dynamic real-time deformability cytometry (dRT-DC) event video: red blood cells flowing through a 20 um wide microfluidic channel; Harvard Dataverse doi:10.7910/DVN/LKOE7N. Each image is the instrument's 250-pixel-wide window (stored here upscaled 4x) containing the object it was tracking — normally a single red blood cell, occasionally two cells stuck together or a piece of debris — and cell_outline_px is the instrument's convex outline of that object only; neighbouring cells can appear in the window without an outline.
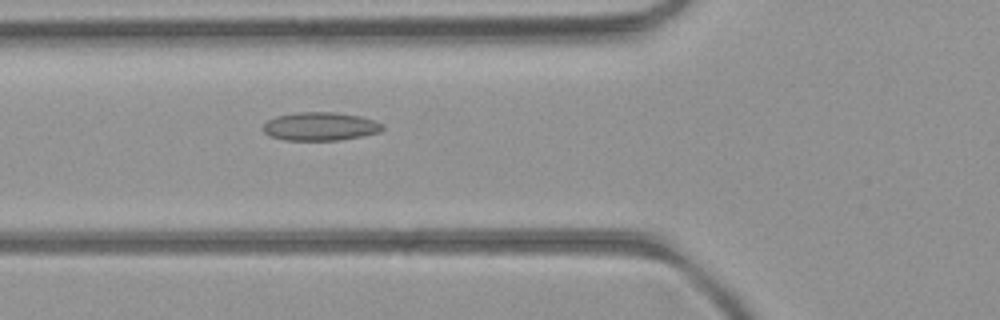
{"species": "common noctule bat (a hibernating species)", "species_latin": "Nyctalus noctula", "temperature_condition": "room temperature", "stored_images_in_passage": 31, "camera_frame_rate_fps": 3000, "um_per_image_px": 0.085, "animal": {"sex": "female", "body_mass_g": 21.9}, "frame": {"image": 1, "passage_image": 3, "time_ms": 0.667, "image_size_px": [1000, 320], "cell_outline_px": [[384, 128], [380, 132], [340, 140], [284, 140], [268, 136], [264, 132], [264, 124], [268, 120], [276, 116], [300, 112], [332, 112], [360, 116], [384, 124]], "centroid_in_image_um": [27.21, 10.75], "position_along_channel_um": 98.6, "area_um2": 19.65}}
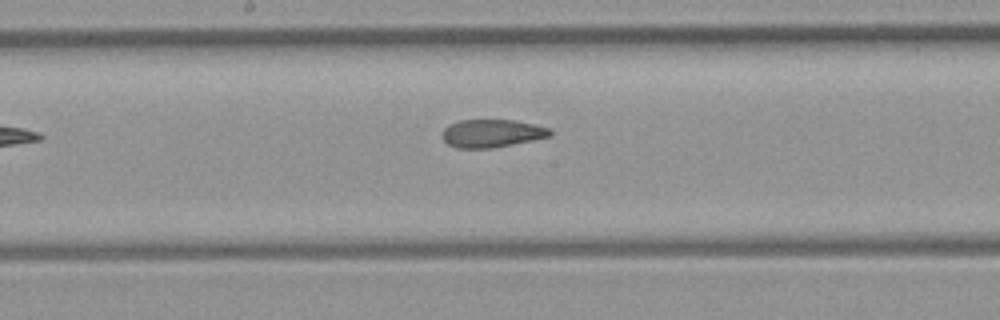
{"frame": {"image": 2, "passage_image": 11, "time_ms": 3.333, "image_size_px": [1000, 320], "cell_outline_px": [[552, 136], [492, 148], [456, 148], [448, 144], [440, 136], [440, 132], [448, 124], [460, 120], [516, 120], [552, 128]], "centroid_in_image_um": [41.79, 11.33], "position_along_channel_um": 206.4, "area_um2": 17.8}}
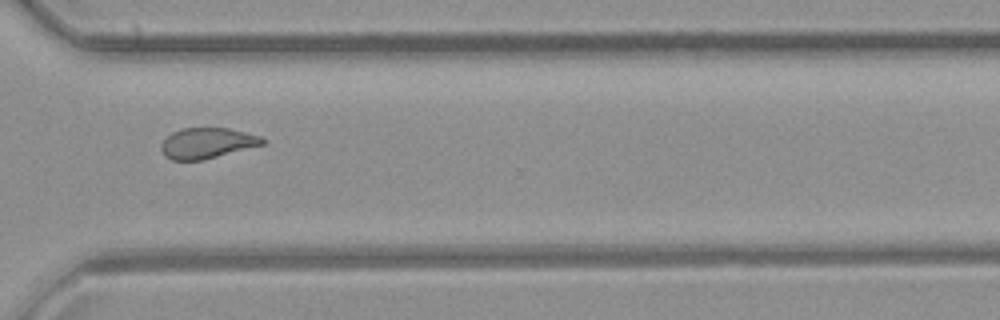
{"frame": {"image": 3, "passage_image": 22, "time_ms": 7.0, "image_size_px": [1000, 320], "cell_outline_px": [[264, 144], [204, 160], [172, 160], [164, 156], [160, 148], [164, 140], [172, 132], [180, 128], [228, 128], [260, 136], [264, 140]], "centroid_in_image_um": [17.57, 12.17], "position_along_channel_um": 353.0, "area_um2": 17.98}}